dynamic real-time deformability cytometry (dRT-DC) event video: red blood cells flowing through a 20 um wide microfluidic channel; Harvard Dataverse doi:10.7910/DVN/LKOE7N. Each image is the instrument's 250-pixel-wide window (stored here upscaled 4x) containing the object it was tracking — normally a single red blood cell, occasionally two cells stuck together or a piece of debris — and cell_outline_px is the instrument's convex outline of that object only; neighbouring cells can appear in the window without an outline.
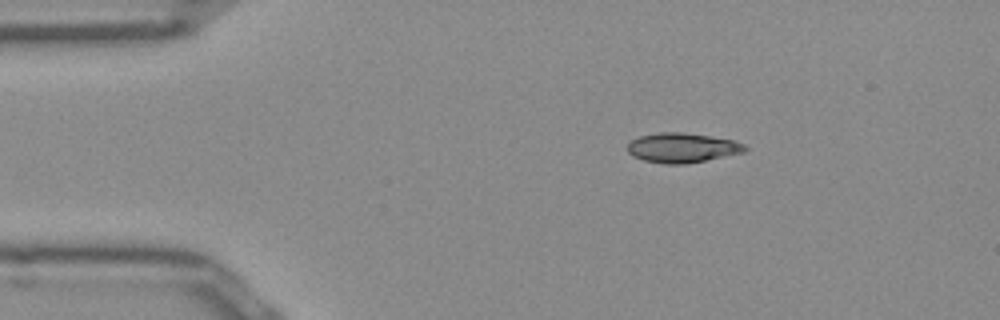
{"species": "Egyptian fruit bat (a non-hibernating species)", "species_latin": "Rousettus aegyptiacus", "temperature_condition": "room temperature", "stored_images_in_passage": 43, "camera_frame_rate_fps": 3000, "um_per_image_px": 0.085, "frame": {"image": 1, "passage_image": 1, "time_ms": 0.0, "image_size_px": [1000, 320], "cell_outline_px": [[748, 148], [744, 152], [684, 164], [664, 164], [644, 160], [632, 156], [628, 152], [628, 144], [632, 140], [640, 136], [660, 132], [684, 132], [732, 140], [744, 144]], "centroid_in_image_um": [57.96, 12.56], "position_along_channel_um": 27.0, "area_um2": 20.06}}
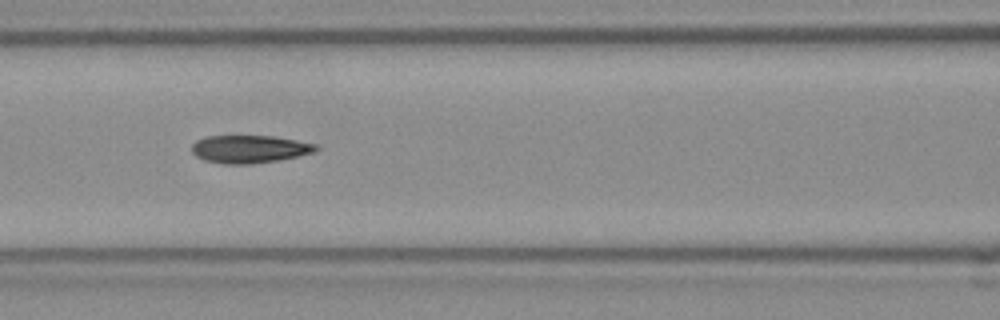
{"frame": {"image": 2, "passage_image": 14, "time_ms": 4.333, "image_size_px": [1000, 320], "cell_outline_px": [[320, 148], [312, 152], [296, 156], [276, 160], [252, 164], [224, 164], [204, 160], [196, 156], [192, 152], [192, 144], [196, 140], [208, 136], [272, 136], [296, 140], [316, 144]], "centroid_in_image_um": [21.17, 12.67], "position_along_channel_um": 145.4, "area_um2": 19.94}}
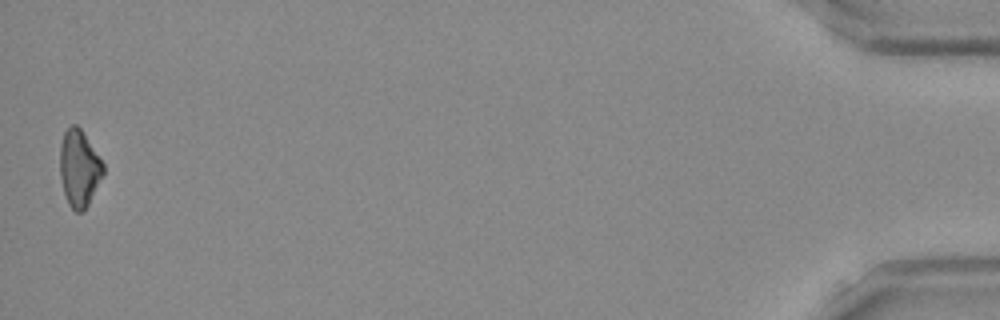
{"frame": {"image": 3, "passage_image": 43, "time_ms": 14.0, "image_size_px": [1000, 320], "cell_outline_px": [[104, 172], [88, 204], [80, 212], [76, 212], [68, 204], [64, 192], [60, 176], [60, 144], [64, 132], [72, 124], [76, 124], [80, 128], [104, 164]], "centroid_in_image_um": [6.71, 14.29], "position_along_channel_um": 428.5, "area_um2": 19.02}, "authors_computed_cell_mechanics": {"area_um2": 19.941, "velocity_mm_per_s": 3.9553, "shape_relaxation_time_tau1_ms": 10.7494, "shape_relaxation_time_tau2_ms": 5.6006, "deformation_change_tau1": 0.219, "deformation_change_tau2": 0.1162}}